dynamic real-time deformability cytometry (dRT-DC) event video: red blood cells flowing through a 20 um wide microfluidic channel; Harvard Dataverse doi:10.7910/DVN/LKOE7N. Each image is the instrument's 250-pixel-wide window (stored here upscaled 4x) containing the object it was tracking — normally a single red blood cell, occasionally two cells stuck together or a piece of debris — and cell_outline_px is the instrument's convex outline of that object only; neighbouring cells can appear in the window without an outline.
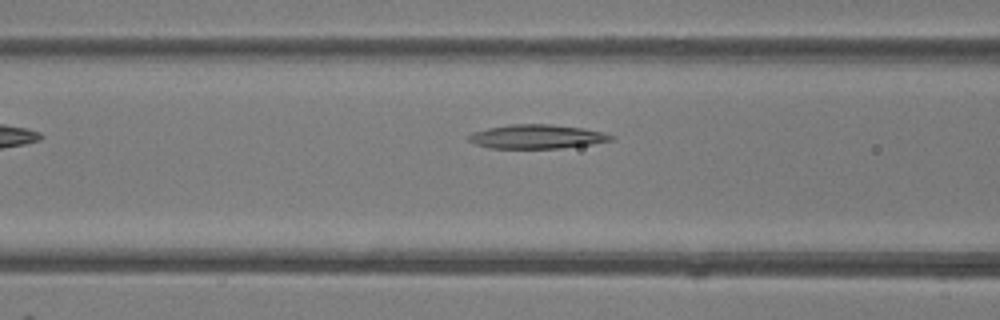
{"species": "common noctule bat (a hibernating species)", "species_latin": "Nyctalus noctula", "temperature_condition": "room temperature", "stored_images_in_passage": 7, "camera_frame_rate_fps": 3000, "um_per_image_px": 0.085, "animal": {"sex": "female"}, "frame": {"image": 1, "passage_image": 5, "time_ms": 1.333, "image_size_px": [1000, 320], "cell_outline_px": [[616, 140], [592, 144], [560, 148], [488, 148], [476, 144], [468, 140], [468, 136], [472, 132], [488, 128], [508, 124], [548, 124], [584, 128], [604, 132], [616, 136]], "centroid_in_image_um": [45.68, 11.61], "position_along_channel_um": 120.9, "area_um2": 20.11}}